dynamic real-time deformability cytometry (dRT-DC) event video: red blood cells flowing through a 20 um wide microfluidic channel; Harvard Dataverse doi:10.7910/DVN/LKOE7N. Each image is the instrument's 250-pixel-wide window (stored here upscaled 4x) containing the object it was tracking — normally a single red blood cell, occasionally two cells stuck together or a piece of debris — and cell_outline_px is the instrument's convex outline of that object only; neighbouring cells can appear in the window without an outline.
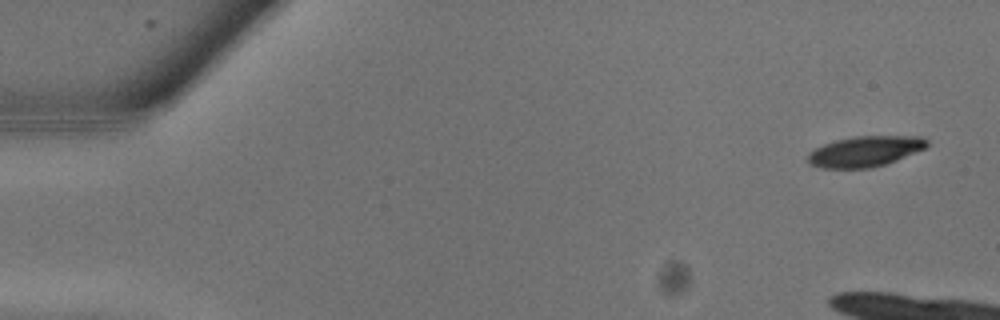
{"species": "common noctule bat (a hibernating species)", "species_latin": "Nyctalus noctula", "temperature_condition": "warm", "stored_images_in_passage": 10, "camera_frame_rate_fps": 3000, "um_per_image_px": 0.085, "animal": {"sex": "male", "body_mass_g": 13.3}, "frame": {"image": 1, "passage_image": 2, "time_ms": 0.333, "image_size_px": [1000, 320], "cell_outline_px": [[928, 144], [924, 148], [896, 160], [872, 168], [820, 168], [808, 164], [808, 152], [824, 144], [836, 140], [856, 136], [924, 136], [928, 140]], "centroid_in_image_um": [73.51, 12.86], "position_along_channel_um": 11.5, "area_um2": 21.15}}